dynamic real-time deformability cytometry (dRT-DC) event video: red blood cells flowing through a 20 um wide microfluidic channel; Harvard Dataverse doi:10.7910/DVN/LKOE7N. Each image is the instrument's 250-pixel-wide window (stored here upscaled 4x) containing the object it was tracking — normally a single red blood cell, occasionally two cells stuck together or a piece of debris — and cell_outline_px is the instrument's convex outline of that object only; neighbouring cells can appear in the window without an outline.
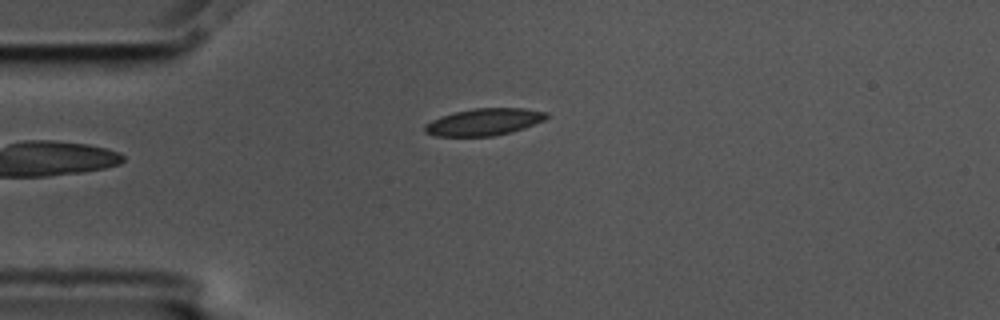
{"species": "common noctule bat (a hibernating species)", "species_latin": "Nyctalus noctula", "temperature_condition": "cold", "stored_images_in_passage": 5, "camera_frame_rate_fps": 3000, "um_per_image_px": 0.085, "animal": {"sex": "male", "body_mass_g": 17.5, "forearm_length_mm": 52.3}, "frame": {"image": 1, "passage_image": 5, "time_ms": 1.333, "image_size_px": [1000, 320], "cell_outline_px": [[548, 116], [544, 120], [524, 128], [512, 132], [492, 136], [436, 136], [424, 132], [424, 124], [440, 116], [472, 108], [524, 108], [548, 112]], "centroid_in_image_um": [41.14, 10.36], "position_along_channel_um": 43.9, "area_um2": 19.19}}